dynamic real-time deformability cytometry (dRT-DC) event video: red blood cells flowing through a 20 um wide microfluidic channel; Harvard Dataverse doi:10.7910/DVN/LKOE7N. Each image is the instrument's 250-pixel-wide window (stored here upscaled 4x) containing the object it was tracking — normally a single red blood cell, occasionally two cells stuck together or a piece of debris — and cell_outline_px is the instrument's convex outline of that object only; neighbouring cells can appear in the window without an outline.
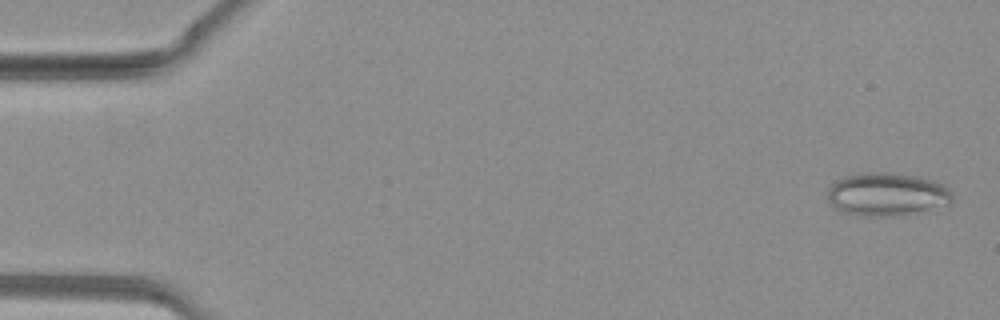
{"species": "common noctule bat (a hibernating species)", "species_latin": "Nyctalus noctula", "temperature_condition": "warm", "stored_images_in_passage": 11, "camera_frame_rate_fps": 3000, "um_per_image_px": 0.085, "animal": {"sex": "female", "body_mass_g": 19.3, "forearm_length_mm": 54.1}, "frame": {"image": 1, "passage_image": 1, "time_ms": 0.0, "image_size_px": [1000, 320], "cell_outline_px": [[952, 200], [948, 204], [892, 216], [860, 216], [844, 212], [836, 208], [828, 200], [828, 188], [836, 180], [844, 176], [868, 172], [888, 172], [936, 180], [944, 184], [952, 192]], "centroid_in_image_um": [75.36, 16.5], "position_along_channel_um": 9.6, "area_um2": 31.04}}